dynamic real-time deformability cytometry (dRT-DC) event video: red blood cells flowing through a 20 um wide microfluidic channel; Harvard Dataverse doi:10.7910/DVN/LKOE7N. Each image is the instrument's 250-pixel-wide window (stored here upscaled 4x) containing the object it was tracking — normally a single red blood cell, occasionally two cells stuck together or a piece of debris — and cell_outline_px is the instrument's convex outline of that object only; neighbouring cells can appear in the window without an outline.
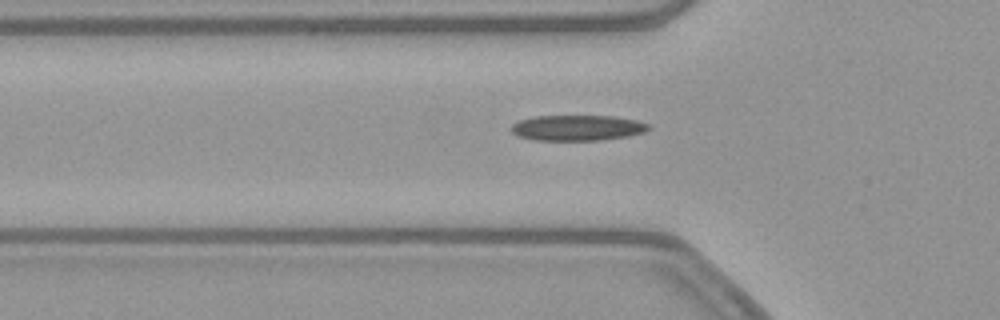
{"species": "common noctule bat (a hibernating species)", "species_latin": "Nyctalus noctula", "temperature_condition": "warm", "stored_images_in_passage": 37, "camera_frame_rate_fps": 3000, "um_per_image_px": 0.085, "animal": {"sex": "female", "body_mass_g": 21.9}, "frame": {"image": 1, "passage_image": 7, "time_ms": 2.0, "image_size_px": [1000, 320], "cell_outline_px": [[648, 128], [644, 132], [628, 136], [600, 140], [536, 140], [520, 136], [512, 132], [512, 124], [520, 120], [536, 116], [616, 116], [636, 120], [648, 124]], "centroid_in_image_um": [49.09, 10.86], "position_along_channel_um": 76.7, "area_um2": 20.23}}
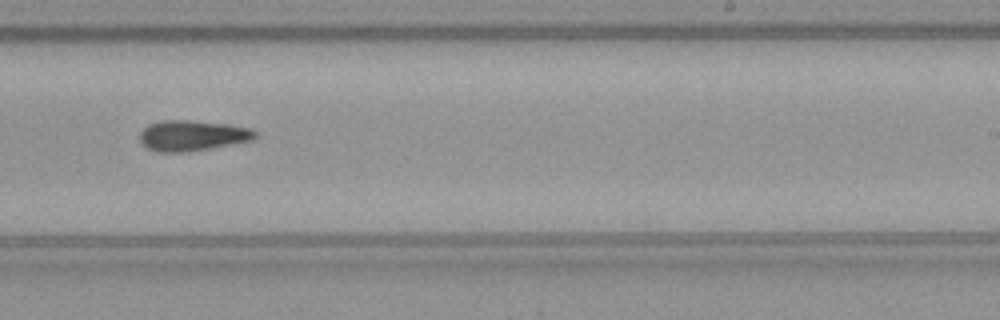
{"frame": {"image": 2, "passage_image": 22, "time_ms": 7.0, "image_size_px": [1000, 320], "cell_outline_px": [[256, 136], [252, 140], [188, 152], [160, 152], [148, 148], [140, 140], [140, 132], [148, 124], [160, 120], [188, 120], [228, 124], [248, 128], [256, 132]], "centroid_in_image_um": [16.31, 11.51], "position_along_channel_um": 272.7, "area_um2": 20.35}}
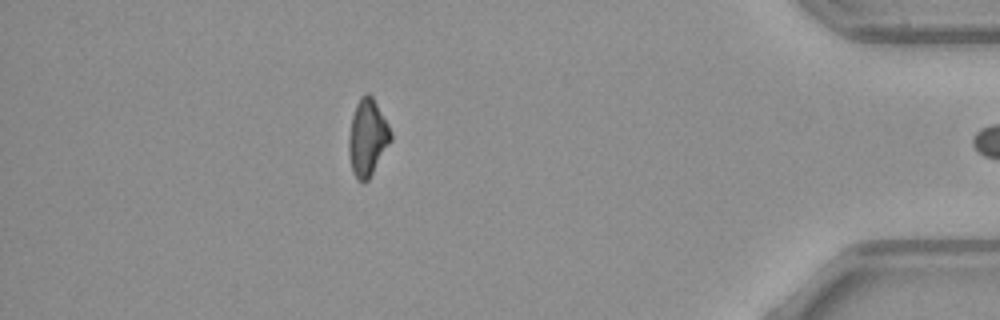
{"frame": {"image": 3, "passage_image": 36, "time_ms": 11.667, "image_size_px": [1000, 320], "cell_outline_px": [[392, 140], [368, 180], [360, 180], [352, 172], [348, 152], [348, 136], [352, 116], [356, 104], [360, 96], [364, 92], [368, 92], [372, 96], [388, 124], [392, 132]], "centroid_in_image_um": [31.23, 11.65], "position_along_channel_um": 404.0, "area_um2": 18.79}, "authors_computed_cell_mechanics": {"area_um2": 19.941, "velocity_mm_per_s": 3.8889, "shape_relaxation_time_tau1_ms": 7.2598, "shape_relaxation_time_tau2_ms": null, "deformation_change_tau1": 0.1666, "deformation_change_tau2": null}}